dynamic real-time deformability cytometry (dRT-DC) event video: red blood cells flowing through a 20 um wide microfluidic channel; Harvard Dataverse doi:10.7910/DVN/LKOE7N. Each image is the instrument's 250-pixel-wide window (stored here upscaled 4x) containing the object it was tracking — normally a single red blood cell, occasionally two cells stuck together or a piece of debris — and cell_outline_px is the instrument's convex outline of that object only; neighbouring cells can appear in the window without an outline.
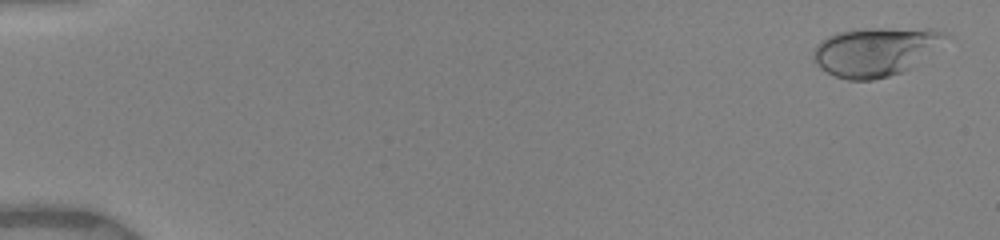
{"species": "human", "species_latin": "Homo sapiens", "temperature_condition": "warm", "stored_images_in_passage": 37, "camera_frame_rate_fps": 3000, "um_per_image_px": 0.085, "donor": {"sex": "female"}, "frame": {"image": 1, "passage_image": 1, "time_ms": 0.0, "image_size_px": [1000, 240], "cell_outline_px": [[952, 36], [908, 68], [900, 72], [888, 76], [872, 80], [848, 80], [836, 76], [820, 68], [812, 60], [812, 52], [816, 44], [820, 40], [836, 32], [860, 28], [932, 28], [944, 32]], "centroid_in_image_um": [74.36, 4.35], "position_along_channel_um": 10.6, "area_um2": 37.57}}
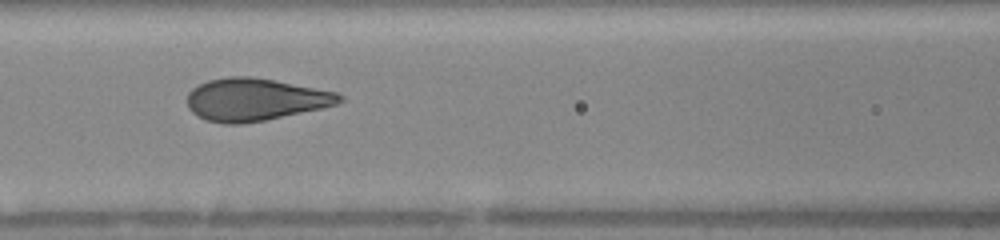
{"frame": {"image": 2, "passage_image": 16, "time_ms": 7.333, "image_size_px": [1000, 240], "cell_outline_px": [[344, 100], [336, 104], [324, 108], [244, 124], [224, 124], [208, 120], [196, 116], [188, 108], [188, 92], [192, 88], [208, 80], [228, 76], [248, 76], [272, 80], [336, 92], [344, 96]], "centroid_in_image_um": [21.67, 8.47], "position_along_channel_um": 144.9, "area_um2": 37.57}}
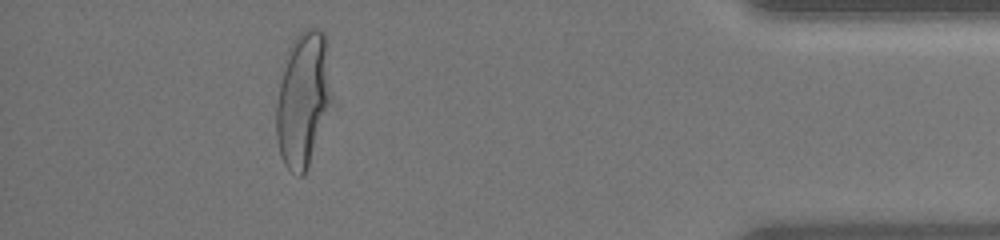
{"frame": {"image": 3, "passage_image": 34, "time_ms": 15.0, "image_size_px": [1000, 240], "cell_outline_px": [[332, 100], [304, 176], [300, 176], [288, 168], [284, 164], [280, 156], [276, 140], [276, 104], [280, 84], [288, 48], [292, 40], [304, 28], [316, 28], [324, 32], [332, 96]], "centroid_in_image_um": [25.74, 8.43], "position_along_channel_um": 409.5, "area_um2": 43.0}, "authors_computed_cell_mechanics": {"area_um2": 37.57, "velocity_mm_per_s": 3.9961, "shape_relaxation_time_tau1_ms": 4.5709, "shape_relaxation_time_tau2_ms": null, "deformation_change_tau1": 0.2196, "deformation_change_tau2": null}}